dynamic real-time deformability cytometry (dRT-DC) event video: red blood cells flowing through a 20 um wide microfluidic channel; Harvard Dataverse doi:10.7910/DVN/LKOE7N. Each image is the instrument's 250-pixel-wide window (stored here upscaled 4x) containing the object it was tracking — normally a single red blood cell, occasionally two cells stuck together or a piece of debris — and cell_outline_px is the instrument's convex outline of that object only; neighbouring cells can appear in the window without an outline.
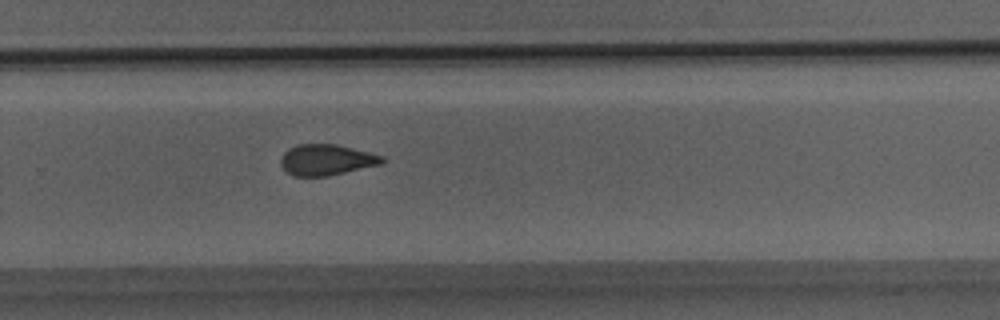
{"species": "Egyptian fruit bat (a non-hibernating species)", "species_latin": "Rousettus aegyptiacus", "temperature_condition": "room temperature", "stored_images_in_passage": 35, "camera_frame_rate_fps": 3000, "um_per_image_px": 0.085, "animal": {"sex": "male"}, "frame": {"image": 1, "passage_image": 25, "time_ms": 8.0, "image_size_px": [1000, 320], "cell_outline_px": [[384, 164], [328, 176], [292, 176], [280, 164], [280, 156], [288, 148], [296, 144], [336, 144], [384, 156]], "centroid_in_image_um": [27.74, 13.58], "position_along_channel_um": 302.1, "area_um2": 18.44}}
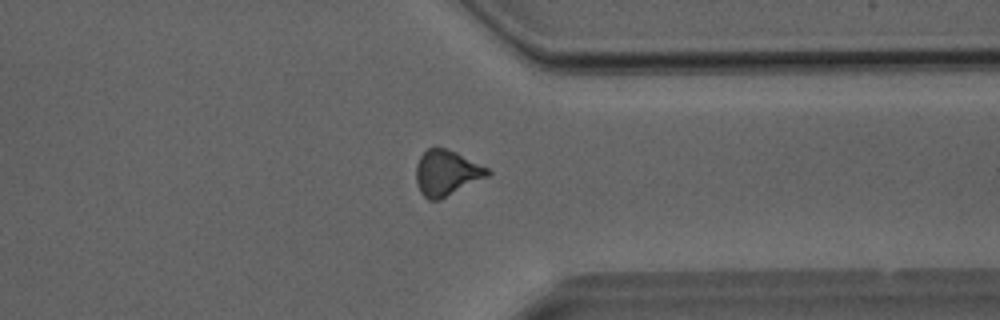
{"frame": {"image": 2, "passage_image": 29, "time_ms": 9.333, "image_size_px": [1000, 320], "cell_outline_px": [[492, 172], [488, 176], [440, 200], [428, 200], [420, 192], [416, 184], [416, 164], [420, 156], [428, 148], [444, 148], [456, 152], [488, 168]], "centroid_in_image_um": [37.94, 14.71], "position_along_channel_um": 373.5, "area_um2": 18.9}}
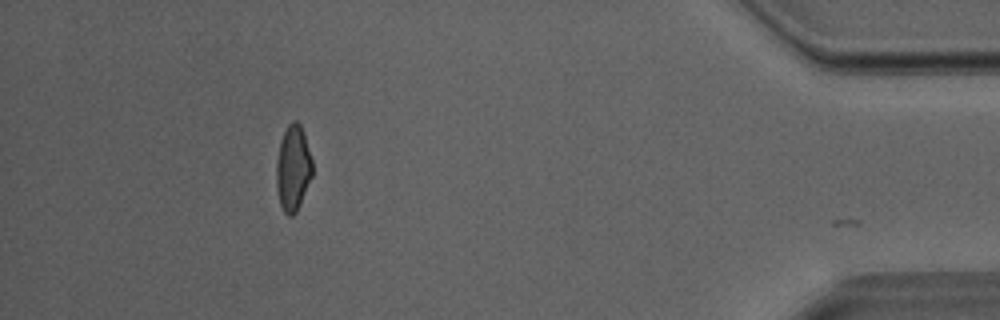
{"frame": {"image": 3, "passage_image": 34, "time_ms": 11.0, "image_size_px": [1000, 320], "cell_outline_px": [[312, 176], [300, 204], [296, 212], [292, 216], [288, 216], [284, 212], [280, 204], [276, 188], [276, 160], [280, 140], [288, 124], [292, 120], [296, 120], [300, 124], [304, 132], [312, 160]], "centroid_in_image_um": [24.9, 14.28], "position_along_channel_um": 410.3, "area_um2": 18.15}}